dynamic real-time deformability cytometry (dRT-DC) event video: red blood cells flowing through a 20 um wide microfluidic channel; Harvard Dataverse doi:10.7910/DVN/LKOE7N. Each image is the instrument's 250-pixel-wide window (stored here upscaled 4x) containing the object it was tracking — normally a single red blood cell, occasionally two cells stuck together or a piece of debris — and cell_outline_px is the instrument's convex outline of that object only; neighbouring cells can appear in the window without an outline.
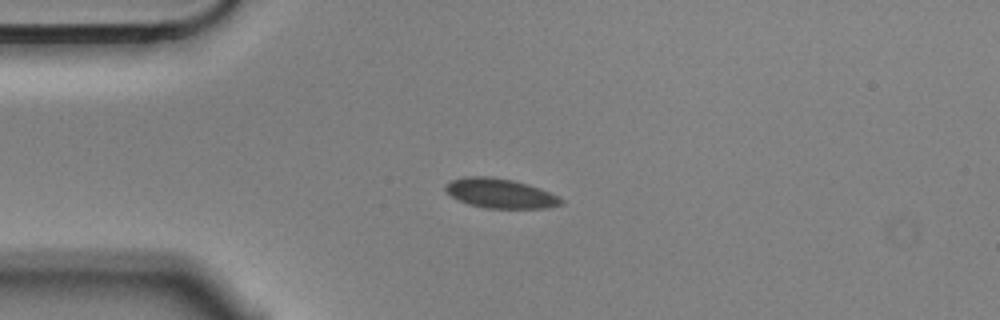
{"species": "Egyptian fruit bat (a non-hibernating species)", "species_latin": "Rousettus aegyptiacus", "temperature_condition": "cold", "stored_images_in_passage": 14, "camera_frame_rate_fps": 3000, "um_per_image_px": 0.085, "animal": {"sex": "male"}, "frame": {"image": 1, "passage_image": 3, "time_ms": 0.667, "image_size_px": [1000, 320], "cell_outline_px": [[564, 204], [548, 208], [484, 208], [468, 204], [452, 196], [444, 188], [444, 184], [452, 180], [464, 176], [492, 176], [512, 180], [528, 184], [548, 192], [564, 200]], "centroid_in_image_um": [42.51, 16.43], "position_along_channel_um": 42.5, "area_um2": 19.88}}
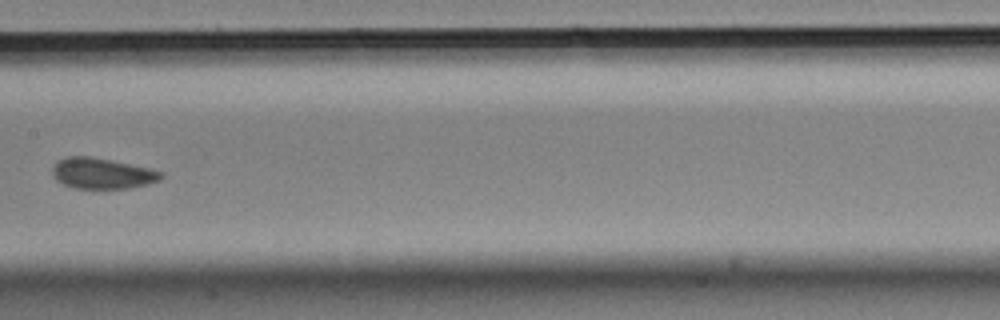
{"frame": {"image": 2, "passage_image": 7, "time_ms": 2.0, "image_size_px": [1000, 320], "cell_outline_px": [[164, 176], [160, 180], [148, 184], [128, 188], [76, 188], [64, 184], [56, 180], [52, 176], [52, 168], [60, 160], [68, 156], [88, 156], [148, 168], [164, 172]], "centroid_in_image_um": [8.69, 14.75], "position_along_channel_um": 198.7, "area_um2": 19.19}}
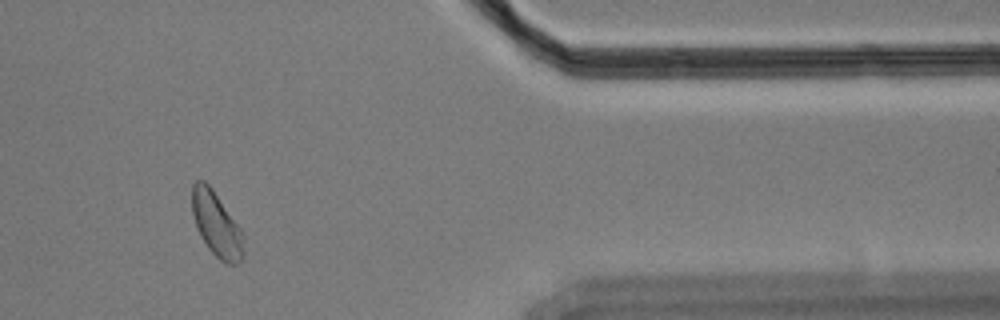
{"frame": {"image": 3, "passage_image": 12, "time_ms": 3.667, "image_size_px": [1000, 320], "cell_outline_px": [[244, 260], [236, 264], [224, 264], [208, 248], [200, 236], [196, 228], [192, 212], [192, 184], [196, 180], [204, 180], [212, 188], [240, 228], [244, 236]], "centroid_in_image_um": [18.41, 19.1], "position_along_channel_um": 393.0, "area_um2": 19.59}}